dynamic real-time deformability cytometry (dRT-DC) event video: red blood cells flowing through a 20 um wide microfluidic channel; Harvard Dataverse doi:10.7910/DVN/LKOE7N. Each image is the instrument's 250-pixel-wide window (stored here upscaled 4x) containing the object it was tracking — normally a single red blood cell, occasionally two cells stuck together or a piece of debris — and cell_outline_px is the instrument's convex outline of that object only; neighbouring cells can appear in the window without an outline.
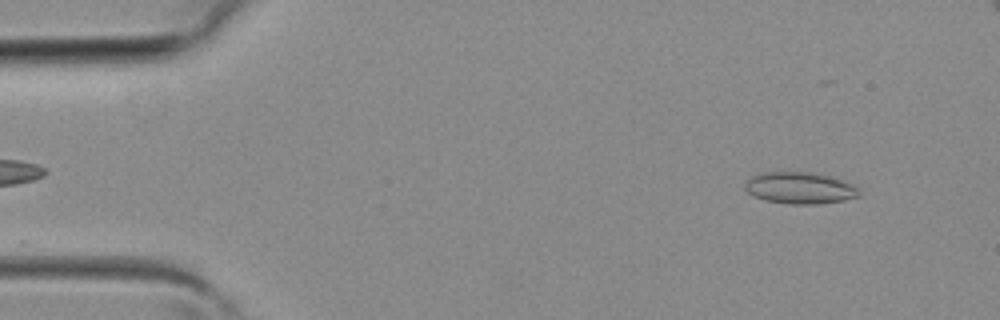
{"species": "common noctule bat (a hibernating species)", "species_latin": "Nyctalus noctula", "temperature_condition": "room temperature", "stored_images_in_passage": 3, "camera_frame_rate_fps": 3000, "um_per_image_px": 0.085, "animal": {"sex": "female", "body_mass_g": 19.3, "forearm_length_mm": 54.1}, "frame": {"image": 1, "passage_image": 3, "time_ms": 0.667, "image_size_px": [1000, 320], "cell_outline_px": [[860, 196], [844, 200], [816, 204], [788, 204], [764, 200], [748, 192], [744, 188], [744, 184], [752, 176], [760, 172], [812, 172], [832, 176], [852, 184], [860, 188]], "centroid_in_image_um": [68.01, 15.97], "position_along_channel_um": 17.0, "area_um2": 21.21}}